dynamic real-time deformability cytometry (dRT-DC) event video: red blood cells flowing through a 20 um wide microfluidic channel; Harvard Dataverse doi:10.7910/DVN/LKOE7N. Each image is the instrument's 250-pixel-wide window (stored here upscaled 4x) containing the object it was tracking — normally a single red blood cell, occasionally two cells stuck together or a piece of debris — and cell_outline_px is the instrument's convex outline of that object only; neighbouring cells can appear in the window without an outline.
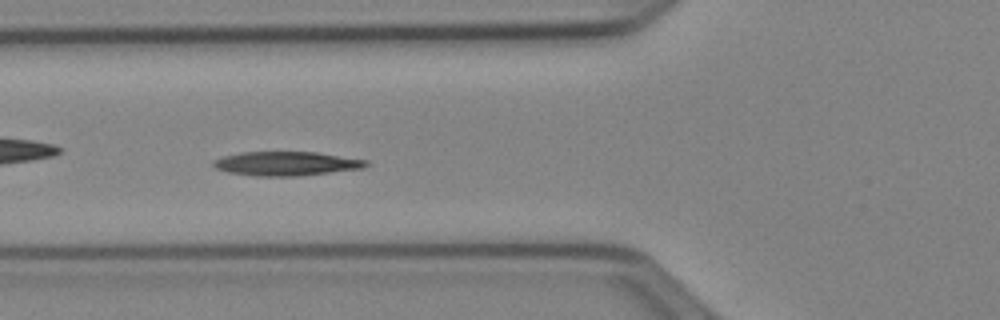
{"species": "Egyptian fruit bat (a non-hibernating species)", "species_latin": "Rousettus aegyptiacus", "temperature_condition": "cold", "stored_images_in_passage": 45, "camera_frame_rate_fps": 3000, "um_per_image_px": 0.085, "animal": {"sex": "female"}, "frame": {"image": 1, "passage_image": 19, "time_ms": 6.0, "image_size_px": [1000, 320], "cell_outline_px": [[368, 164], [364, 168], [296, 176], [256, 176], [228, 172], [216, 168], [212, 164], [212, 160], [224, 156], [240, 152], [316, 152], [368, 160]], "centroid_in_image_um": [24.32, 13.9], "position_along_channel_um": 101.5, "area_um2": 21.33}}
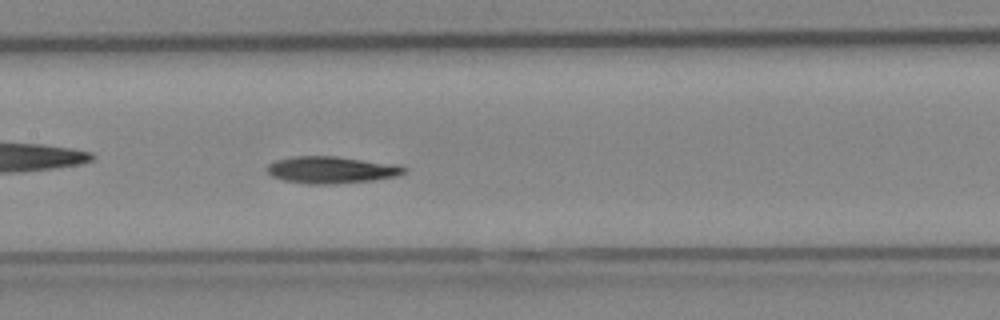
{"frame": {"image": 2, "passage_image": 25, "time_ms": 8.0, "image_size_px": [1000, 320], "cell_outline_px": [[408, 172], [396, 176], [372, 180], [336, 184], [308, 184], [284, 180], [272, 176], [264, 168], [268, 164], [276, 160], [292, 156], [336, 156], [396, 164], [408, 168]], "centroid_in_image_um": [28.17, 14.43], "position_along_channel_um": 179.2, "area_um2": 21.68}}
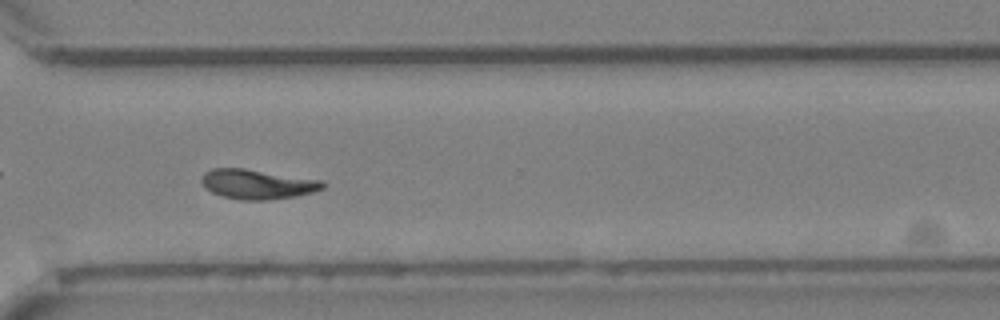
{"frame": {"image": 3, "passage_image": 38, "time_ms": 12.333, "image_size_px": [1000, 320], "cell_outline_px": [[324, 188], [312, 192], [296, 196], [268, 200], [240, 200], [220, 196], [204, 188], [200, 180], [204, 172], [212, 168], [244, 168], [320, 180], [324, 184]], "centroid_in_image_um": [21.81, 15.66], "position_along_channel_um": 348.8, "area_um2": 20.98}, "authors_computed_cell_mechanics": {"area_um2": 20.6346, "velocity_mm_per_s": 3.8972, "shape_relaxation_time_tau1_ms": 7.0165, "shape_relaxation_time_tau2_ms": null, "deformation_change_tau1": 0.2115, "deformation_change_tau2": null}}